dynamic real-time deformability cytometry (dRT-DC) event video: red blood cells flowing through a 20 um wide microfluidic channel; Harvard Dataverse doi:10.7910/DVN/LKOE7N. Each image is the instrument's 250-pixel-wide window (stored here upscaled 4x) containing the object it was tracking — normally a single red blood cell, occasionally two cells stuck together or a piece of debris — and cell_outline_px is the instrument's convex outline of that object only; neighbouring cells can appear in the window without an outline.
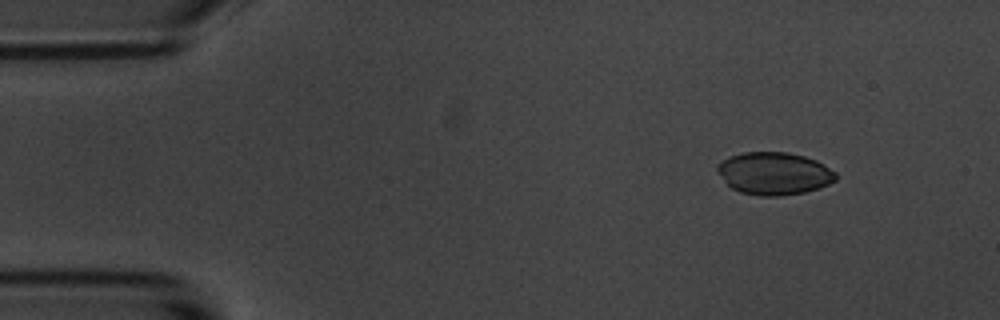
{"species": "common noctule bat (a hibernating species)", "species_latin": "Nyctalus noctula", "temperature_condition": "room temperature", "stored_images_in_passage": 6, "segment_of_instrument_passage": [2, 2], "camera_frame_rate_fps": 3000, "um_per_image_px": 0.085, "animal": {"sex": "male", "body_mass_g": 20.1, "forearm_length_mm": 53.5}, "frame": {"image": 1, "passage_image": 6, "time_ms": 6.0, "image_size_px": [1000, 320], "cell_outline_px": [[836, 180], [820, 188], [804, 192], [780, 196], [760, 196], [740, 192], [732, 188], [716, 172], [716, 168], [724, 160], [732, 156], [744, 152], [788, 152], [804, 156], [816, 160], [824, 164], [836, 172]], "centroid_in_image_um": [65.83, 14.75], "position_along_channel_um": 19.2, "area_um2": 29.3}}